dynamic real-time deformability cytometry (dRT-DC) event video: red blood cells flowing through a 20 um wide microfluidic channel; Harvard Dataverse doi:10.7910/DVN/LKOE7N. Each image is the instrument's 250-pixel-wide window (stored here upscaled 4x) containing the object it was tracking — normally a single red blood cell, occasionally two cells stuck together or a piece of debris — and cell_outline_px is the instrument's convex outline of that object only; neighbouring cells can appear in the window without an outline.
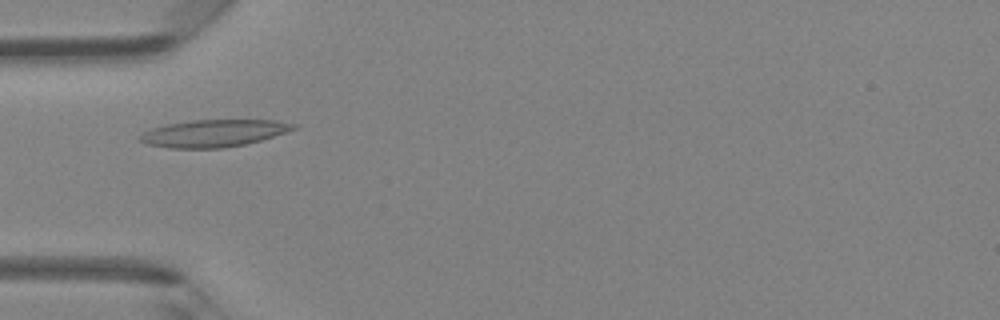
{"species": "Egyptian fruit bat (a non-hibernating species)", "species_latin": "Rousettus aegyptiacus", "temperature_condition": "room temperature", "stored_images_in_passage": 41, "camera_frame_rate_fps": 3000, "um_per_image_px": 0.085, "animal": {"sex": "female"}, "frame": {"image": 1, "passage_image": 9, "time_ms": 2.667, "image_size_px": [1000, 320], "cell_outline_px": [[300, 124], [296, 128], [260, 140], [244, 144], [224, 148], [168, 148], [148, 144], [140, 140], [140, 136], [144, 132], [152, 128], [168, 124], [188, 120], [276, 120]], "centroid_in_image_um": [18.18, 11.32], "position_along_channel_um": 66.8, "area_um2": 24.16}}
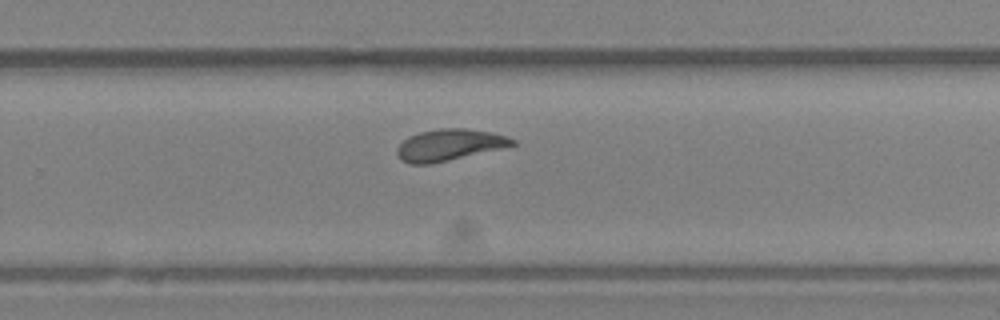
{"frame": {"image": 2, "passage_image": 25, "time_ms": 8.0, "image_size_px": [1000, 320], "cell_outline_px": [[516, 144], [500, 148], [432, 164], [408, 164], [400, 160], [396, 152], [396, 148], [408, 136], [420, 132], [440, 128], [464, 128], [492, 132], [508, 136], [516, 140]], "centroid_in_image_um": [38.16, 12.32], "position_along_channel_um": 291.6, "area_um2": 21.15}}
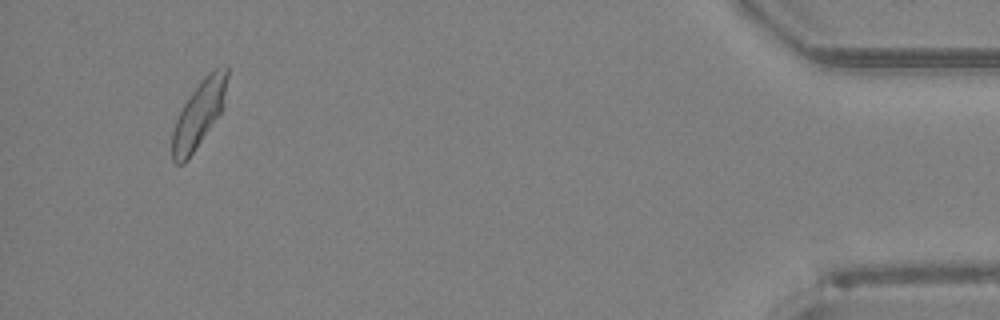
{"frame": {"image": 3, "passage_image": 39, "time_ms": 12.667, "image_size_px": [1000, 320], "cell_outline_px": [[228, 76], [220, 112], [188, 160], [184, 164], [176, 164], [172, 160], [172, 132], [176, 120], [184, 104], [200, 80], [208, 72], [224, 64], [228, 64]], "centroid_in_image_um": [16.89, 9.68], "position_along_channel_um": 418.3, "area_um2": 20.87}, "authors_computed_cell_mechanics": {"area_um2": 21.386, "velocity_mm_per_s": 4.2381, "shape_relaxation_time_tau1_ms": 5.4089, "shape_relaxation_time_tau2_ms": 1.5543, "deformation_change_tau1": 0.1521, "deformation_change_tau2": 0.0752}}